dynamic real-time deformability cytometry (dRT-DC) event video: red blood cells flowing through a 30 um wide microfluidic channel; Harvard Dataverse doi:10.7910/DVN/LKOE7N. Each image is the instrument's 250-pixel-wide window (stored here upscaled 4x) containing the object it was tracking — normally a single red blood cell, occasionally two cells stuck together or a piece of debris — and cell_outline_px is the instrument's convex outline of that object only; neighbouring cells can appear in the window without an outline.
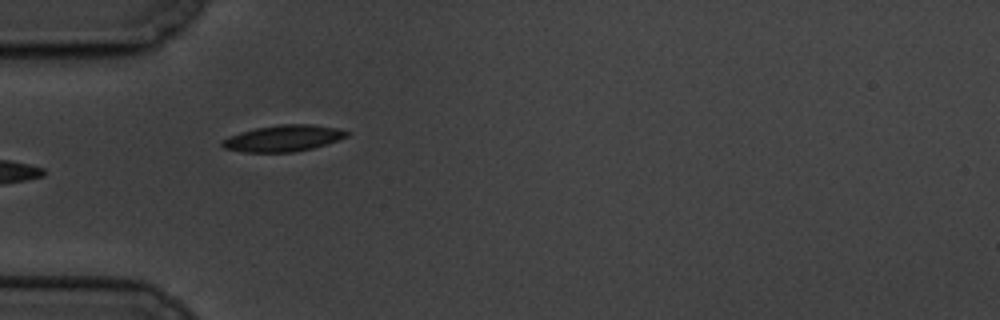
{"species": "common noctule bat (a hibernating species)", "species_latin": "Nyctalus noctula", "temperature_condition": "cold", "stored_images_in_passage": 7, "camera_frame_rate_fps": 3000, "um_per_image_px": 0.085, "animal": {"sex": "male", "body_mass_g": 19.5, "forearm_length_mm": 54.6}, "frame": {"image": 1, "passage_image": 6, "time_ms": 5.667, "image_size_px": [1000, 320], "cell_outline_px": [[352, 132], [348, 136], [312, 148], [292, 152], [244, 152], [224, 148], [220, 144], [220, 140], [228, 136], [240, 132], [256, 128], [280, 124], [312, 124], [340, 128]], "centroid_in_image_um": [24.07, 11.74], "position_along_channel_um": 60.9, "area_um2": 19.19}}